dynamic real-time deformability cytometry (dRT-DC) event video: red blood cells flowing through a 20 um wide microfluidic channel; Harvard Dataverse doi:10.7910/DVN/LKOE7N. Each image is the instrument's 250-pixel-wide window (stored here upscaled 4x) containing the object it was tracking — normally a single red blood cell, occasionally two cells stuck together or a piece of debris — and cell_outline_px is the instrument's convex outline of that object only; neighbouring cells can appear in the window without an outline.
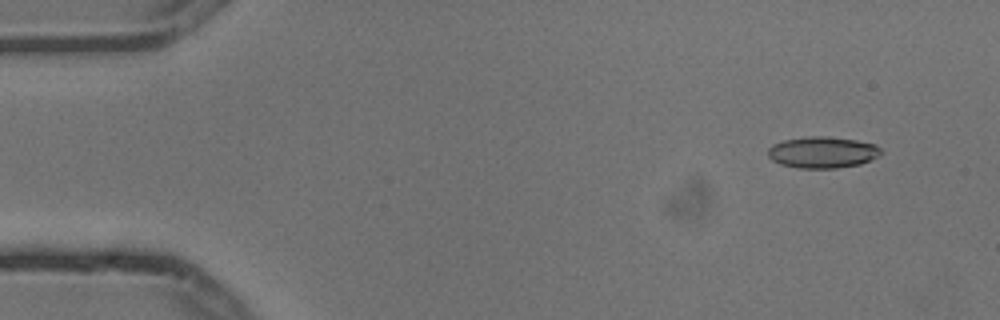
{"species": "common noctule bat (a hibernating species)", "species_latin": "Nyctalus noctula", "temperature_condition": "cold", "stored_images_in_passage": 8, "camera_frame_rate_fps": 3000, "um_per_image_px": 0.085, "animal": {"sex": "male", "body_mass_g": 13.3}, "frame": {"image": 1, "passage_image": 1, "time_ms": 0.0, "image_size_px": [1000, 320], "cell_outline_px": [[884, 152], [860, 164], [836, 168], [800, 168], [780, 164], [772, 160], [768, 156], [768, 148], [772, 144], [784, 140], [808, 136], [824, 136], [856, 140], [876, 144]], "centroid_in_image_um": [69.89, 12.94], "position_along_channel_um": 15.1, "area_um2": 20.63}}
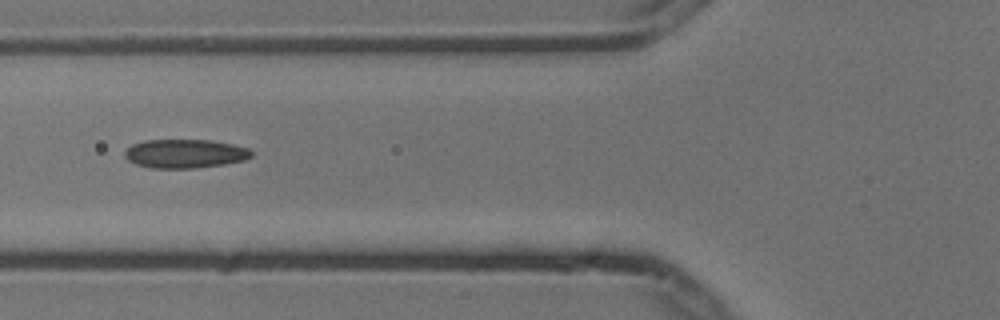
{"frame": {"image": 2, "passage_image": 5, "time_ms": 1.333, "image_size_px": [1000, 320], "cell_outline_px": [[252, 156], [244, 160], [224, 164], [192, 168], [152, 168], [136, 164], [128, 160], [124, 156], [124, 152], [132, 144], [144, 140], [208, 140], [232, 144], [248, 148], [252, 152]], "centroid_in_image_um": [15.7, 13.06], "position_along_channel_um": 110.1, "area_um2": 21.15}}
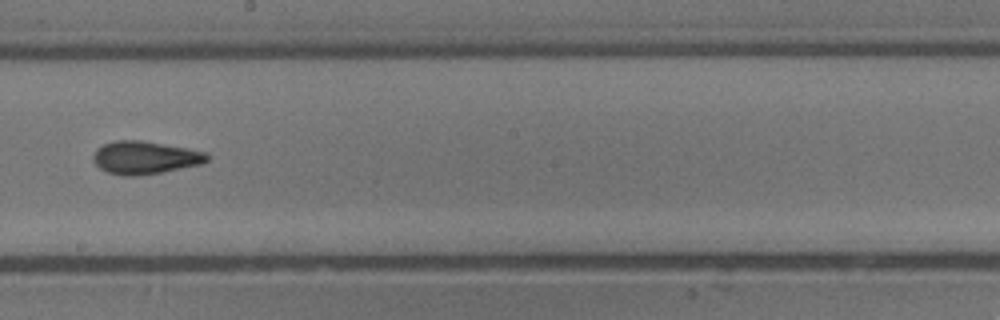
{"frame": {"image": 3, "passage_image": 8, "time_ms": 2.333, "image_size_px": [1000, 320], "cell_outline_px": [[208, 160], [200, 164], [160, 172], [136, 176], [124, 176], [108, 172], [100, 168], [92, 160], [92, 156], [96, 148], [104, 144], [116, 140], [140, 140], [188, 148], [208, 152]], "centroid_in_image_um": [12.3, 13.39], "position_along_channel_um": 235.9, "area_um2": 21.73}}